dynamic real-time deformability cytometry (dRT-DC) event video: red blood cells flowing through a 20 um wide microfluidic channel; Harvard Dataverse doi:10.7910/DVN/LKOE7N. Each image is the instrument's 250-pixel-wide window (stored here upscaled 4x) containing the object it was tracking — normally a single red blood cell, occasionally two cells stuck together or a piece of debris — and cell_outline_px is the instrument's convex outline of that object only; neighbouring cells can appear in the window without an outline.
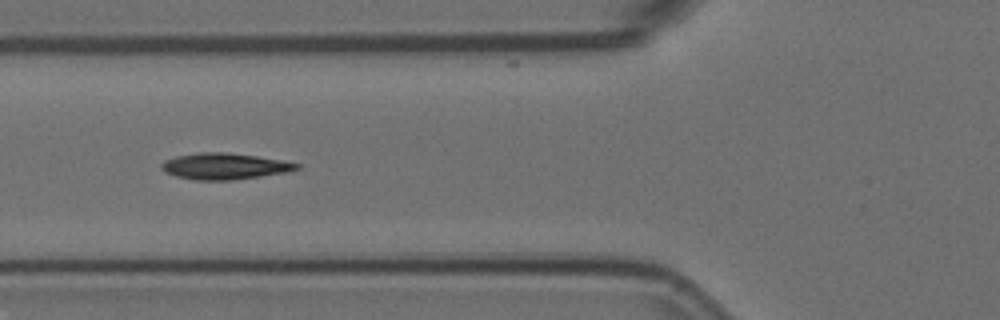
{"species": "Egyptian fruit bat (a non-hibernating species)", "species_latin": "Rousettus aegyptiacus", "temperature_condition": "room temperature", "stored_images_in_passage": 7, "camera_frame_rate_fps": 3000, "um_per_image_px": 0.085, "animal": {"sex": "female"}, "frame": {"image": 1, "passage_image": 3, "time_ms": 0.667, "image_size_px": [1000, 320], "cell_outline_px": [[300, 168], [288, 172], [232, 180], [196, 180], [176, 176], [164, 172], [160, 168], [160, 164], [164, 160], [176, 156], [200, 152], [224, 152], [256, 156], [280, 160], [300, 164]], "centroid_in_image_um": [19.04, 14.13], "position_along_channel_um": 106.8, "area_um2": 20.63}}
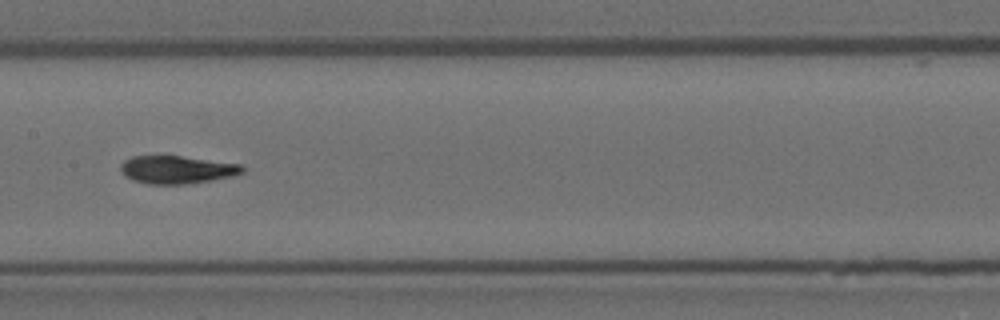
{"frame": {"image": 2, "passage_image": 5, "time_ms": 1.333, "image_size_px": [1000, 320], "cell_outline_px": [[244, 172], [232, 176], [212, 180], [184, 184], [148, 184], [132, 180], [124, 176], [120, 172], [120, 164], [124, 160], [132, 156], [180, 156], [240, 164], [244, 168]], "centroid_in_image_um": [14.99, 14.42], "position_along_channel_um": 192.4, "area_um2": 19.77}}
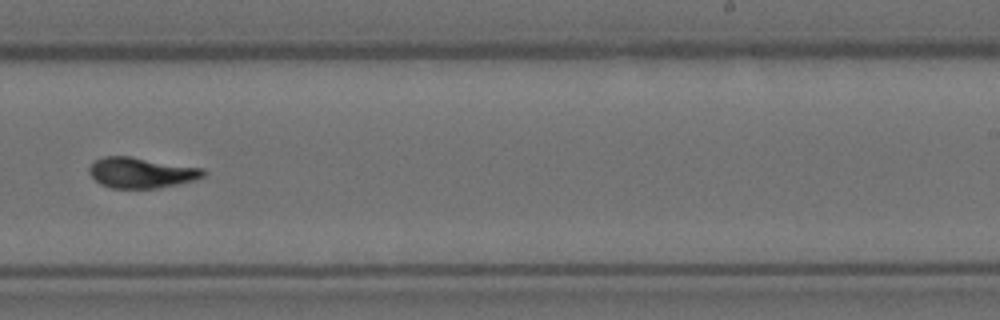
{"frame": {"image": 3, "passage_image": 7, "time_ms": 2.0, "image_size_px": [1000, 320], "cell_outline_px": [[208, 172], [204, 176], [192, 180], [176, 184], [156, 188], [112, 188], [100, 184], [88, 172], [88, 168], [96, 160], [104, 156], [132, 156], [204, 168]], "centroid_in_image_um": [12.02, 14.66], "position_along_channel_um": 277.0, "area_um2": 20.35}}